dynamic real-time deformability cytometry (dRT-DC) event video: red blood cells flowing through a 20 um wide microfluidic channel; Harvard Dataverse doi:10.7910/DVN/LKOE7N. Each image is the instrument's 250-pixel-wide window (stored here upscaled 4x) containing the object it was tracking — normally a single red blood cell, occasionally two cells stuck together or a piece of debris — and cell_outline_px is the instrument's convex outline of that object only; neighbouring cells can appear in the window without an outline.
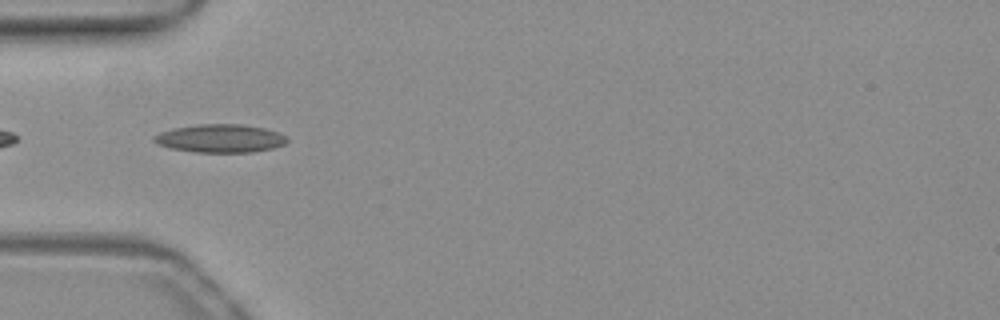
{"species": "common noctule bat (a hibernating species)", "species_latin": "Nyctalus noctula", "temperature_condition": "warm", "stored_images_in_passage": 34, "camera_frame_rate_fps": 3000, "um_per_image_px": 0.085, "animal": {"sex": "female", "body_mass_g": 19.3, "forearm_length_mm": 54.1}, "frame": {"image": 1, "passage_image": 3, "time_ms": 0.667, "image_size_px": [1000, 320], "cell_outline_px": [[288, 140], [284, 144], [272, 148], [252, 152], [196, 152], [168, 148], [156, 144], [152, 140], [152, 136], [160, 132], [172, 128], [196, 124], [240, 124], [264, 128], [288, 136]], "centroid_in_image_um": [18.66, 11.76], "position_along_channel_um": 66.3, "area_um2": 22.02}}
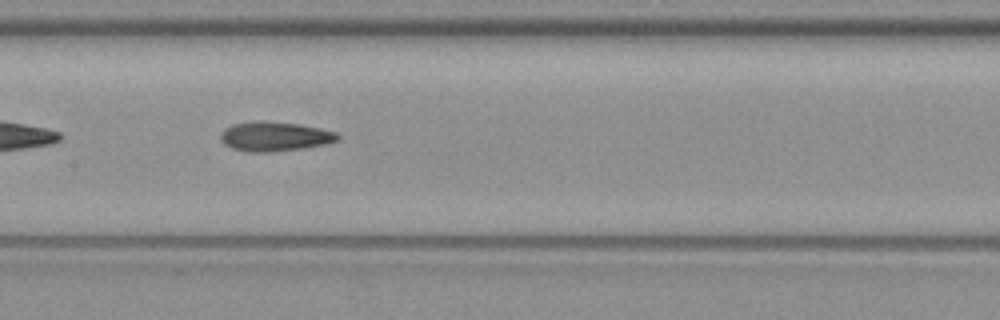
{"frame": {"image": 2, "passage_image": 12, "time_ms": 3.667, "image_size_px": [1000, 320], "cell_outline_px": [[340, 136], [336, 140], [324, 144], [304, 148], [272, 152], [244, 152], [232, 148], [224, 144], [220, 140], [220, 132], [224, 128], [232, 124], [264, 120], [296, 124], [320, 128], [336, 132]], "centroid_in_image_um": [23.29, 11.6], "position_along_channel_um": 184.1, "area_um2": 20.17}}
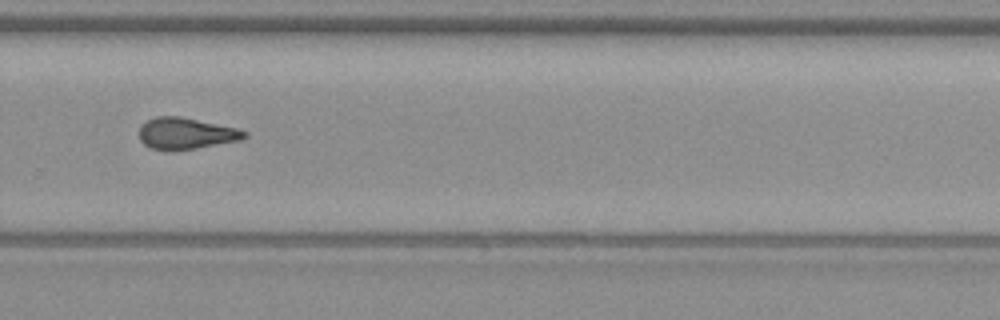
{"frame": {"image": 3, "passage_image": 22, "time_ms": 7.0, "image_size_px": [1000, 320], "cell_outline_px": [[248, 136], [240, 140], [176, 152], [168, 152], [152, 148], [144, 144], [140, 140], [140, 124], [156, 116], [180, 116], [236, 128], [248, 132]], "centroid_in_image_um": [15.78, 11.36], "position_along_channel_um": 314.0, "area_um2": 19.54}, "authors_computed_cell_mechanics": {"area_um2": 19.6231, "velocity_mm_per_s": 3.923, "shape_relaxation_time_tau1_ms": null, "shape_relaxation_time_tau2_ms": 5.212, "deformation_change_tau1": null, "deformation_change_tau2": 0.151}}